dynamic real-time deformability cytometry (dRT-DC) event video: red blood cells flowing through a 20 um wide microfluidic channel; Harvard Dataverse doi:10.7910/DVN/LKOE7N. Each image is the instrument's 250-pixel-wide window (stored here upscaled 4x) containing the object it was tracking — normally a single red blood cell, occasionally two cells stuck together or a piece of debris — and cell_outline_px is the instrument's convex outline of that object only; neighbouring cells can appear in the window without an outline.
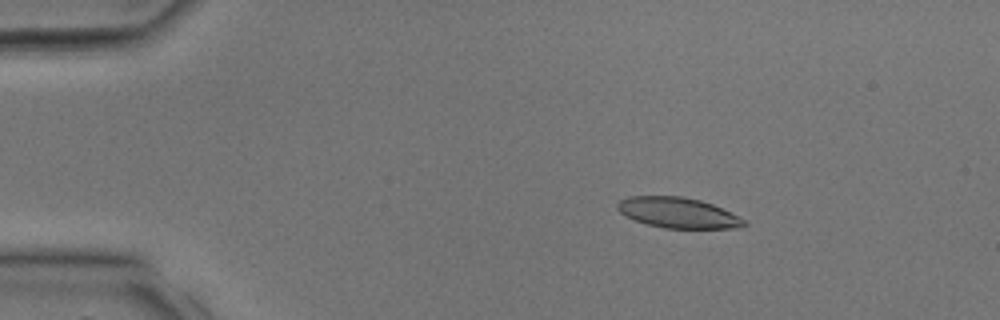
{"species": "common noctule bat (a hibernating species)", "species_latin": "Nyctalus noctula", "temperature_condition": "room temperature", "stored_images_in_passage": 34, "camera_frame_rate_fps": 3000, "um_per_image_px": 0.085, "animal": {"sex": "male", "body_mass_g": 17.9, "forearm_length_mm": 54.2}, "frame": {"image": 1, "passage_image": 6, "time_ms": 1.667, "image_size_px": [1000, 320], "cell_outline_px": [[748, 224], [740, 228], [664, 228], [648, 224], [636, 220], [620, 212], [616, 208], [616, 204], [620, 200], [628, 196], [684, 196], [700, 200], [712, 204], [744, 220]], "centroid_in_image_um": [57.6, 18.08], "position_along_channel_um": 27.4, "area_um2": 22.25}}
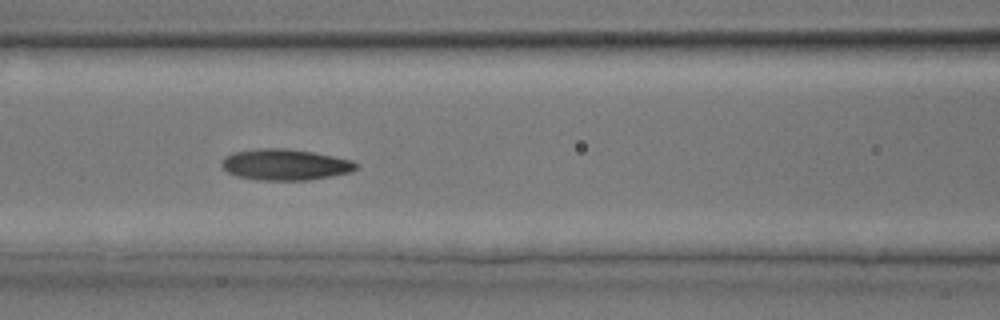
{"frame": {"image": 2, "passage_image": 15, "time_ms": 4.667, "image_size_px": [1000, 320], "cell_outline_px": [[360, 164], [352, 172], [308, 180], [264, 180], [236, 176], [228, 172], [220, 164], [220, 160], [224, 156], [232, 152], [256, 148], [288, 148], [312, 152], [352, 160]], "centroid_in_image_um": [24.21, 13.98], "position_along_channel_um": 142.4, "area_um2": 24.51}}
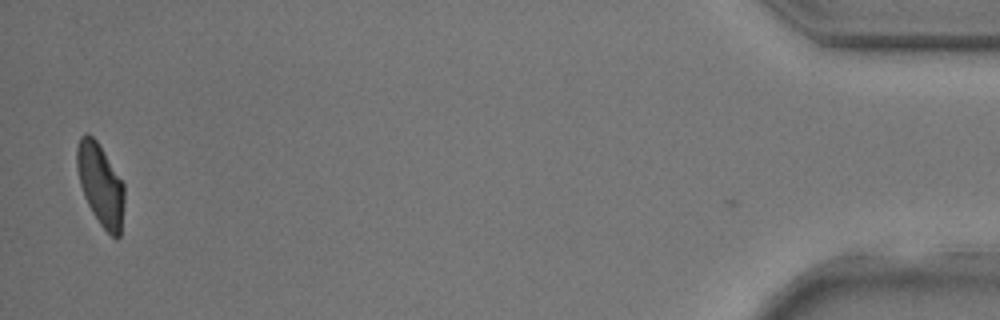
{"frame": {"image": 3, "passage_image": 33, "time_ms": 10.667, "image_size_px": [1000, 320], "cell_outline_px": [[124, 204], [120, 236], [116, 240], [100, 224], [92, 212], [84, 196], [80, 184], [76, 168], [76, 148], [80, 136], [84, 132], [88, 132], [96, 140], [124, 184]], "centroid_in_image_um": [8.53, 15.68], "position_along_channel_um": 426.7, "area_um2": 22.6}}